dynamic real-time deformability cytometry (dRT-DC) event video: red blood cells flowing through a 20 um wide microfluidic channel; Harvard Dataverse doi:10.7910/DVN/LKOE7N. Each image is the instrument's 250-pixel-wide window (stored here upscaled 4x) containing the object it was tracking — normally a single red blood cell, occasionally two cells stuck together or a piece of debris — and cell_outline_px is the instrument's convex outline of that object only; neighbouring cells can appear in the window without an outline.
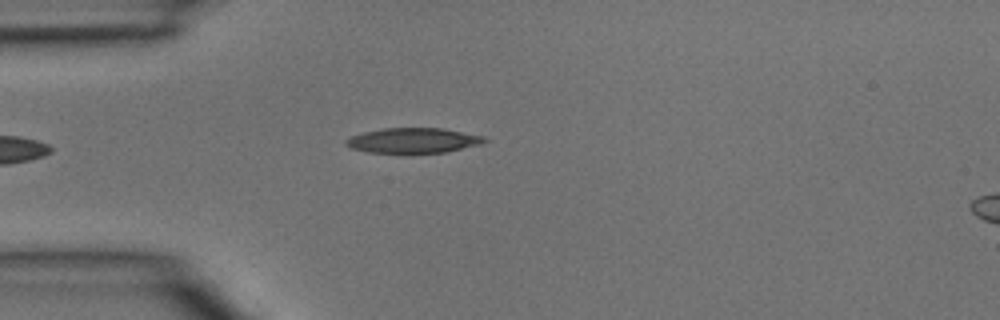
{"species": "common noctule bat (a hibernating species)", "species_latin": "Nyctalus noctula", "temperature_condition": "room temperature", "stored_images_in_passage": 3, "camera_frame_rate_fps": 3000, "um_per_image_px": 0.085, "animal": {"sex": "male", "body_mass_g": 15.6}, "frame": {"image": 1, "passage_image": 3, "time_ms": 0.667, "image_size_px": [1000, 320], "cell_outline_px": [[488, 140], [480, 144], [444, 152], [368, 152], [352, 148], [344, 144], [344, 140], [352, 136], [364, 132], [384, 128], [440, 128], [484, 136]], "centroid_in_image_um": [35.1, 11.93], "position_along_channel_um": 49.9, "area_um2": 19.83}}